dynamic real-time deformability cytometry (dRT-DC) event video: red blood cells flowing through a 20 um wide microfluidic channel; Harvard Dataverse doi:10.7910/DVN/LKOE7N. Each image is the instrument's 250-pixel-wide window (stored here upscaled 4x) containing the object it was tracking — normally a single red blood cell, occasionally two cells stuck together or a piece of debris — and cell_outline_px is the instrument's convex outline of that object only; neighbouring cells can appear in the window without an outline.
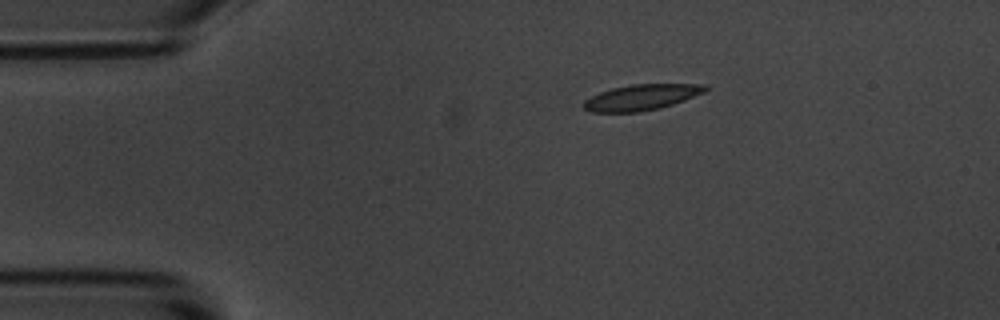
{"species": "common noctule bat (a hibernating species)", "species_latin": "Nyctalus noctula", "temperature_condition": "room temperature", "stored_images_in_passage": 46, "camera_frame_rate_fps": 3000, "um_per_image_px": 0.085, "animal": {"sex": "male", "body_mass_g": 20.1, "forearm_length_mm": 53.5}, "frame": {"image": 1, "passage_image": 1, "time_ms": 0.0, "image_size_px": [1000, 320], "cell_outline_px": [[708, 88], [704, 92], [684, 100], [660, 108], [640, 112], [592, 112], [584, 108], [584, 100], [600, 92], [612, 88], [632, 84], [708, 84]], "centroid_in_image_um": [54.54, 8.27], "position_along_channel_um": 30.5, "area_um2": 18.15}}
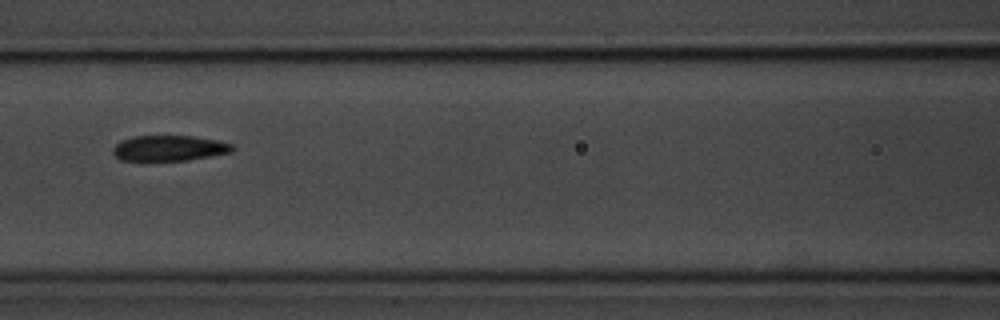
{"frame": {"image": 2, "passage_image": 15, "time_ms": 4.667, "image_size_px": [1000, 320], "cell_outline_px": [[236, 148], [232, 152], [188, 160], [120, 160], [112, 152], [112, 148], [120, 140], [132, 136], [196, 136], [216, 140], [232, 144]], "centroid_in_image_um": [14.38, 12.58], "position_along_channel_um": 152.2, "area_um2": 17.8}}
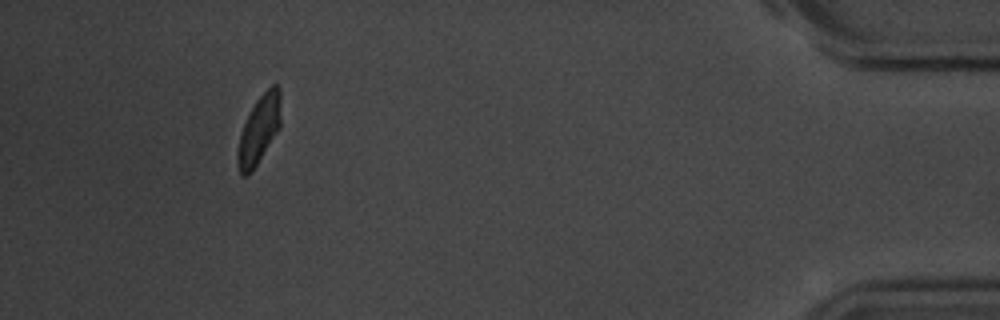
{"frame": {"image": 3, "passage_image": 42, "time_ms": 13.667, "image_size_px": [1000, 320], "cell_outline_px": [[280, 128], [252, 172], [248, 176], [240, 176], [236, 164], [236, 152], [240, 136], [244, 124], [256, 100], [272, 84], [276, 84], [280, 88]], "centroid_in_image_um": [22.0, 11.08], "position_along_channel_um": 413.2, "area_um2": 17.28}, "authors_computed_cell_mechanics": {"area_um2": 18.207, "velocity_mm_per_s": 3.6156, "shape_relaxation_time_tau1_ms": 3.937, "shape_relaxation_time_tau2_ms": 1.8615, "deformation_change_tau1": 0.1271, "deformation_change_tau2": 0.0586}}